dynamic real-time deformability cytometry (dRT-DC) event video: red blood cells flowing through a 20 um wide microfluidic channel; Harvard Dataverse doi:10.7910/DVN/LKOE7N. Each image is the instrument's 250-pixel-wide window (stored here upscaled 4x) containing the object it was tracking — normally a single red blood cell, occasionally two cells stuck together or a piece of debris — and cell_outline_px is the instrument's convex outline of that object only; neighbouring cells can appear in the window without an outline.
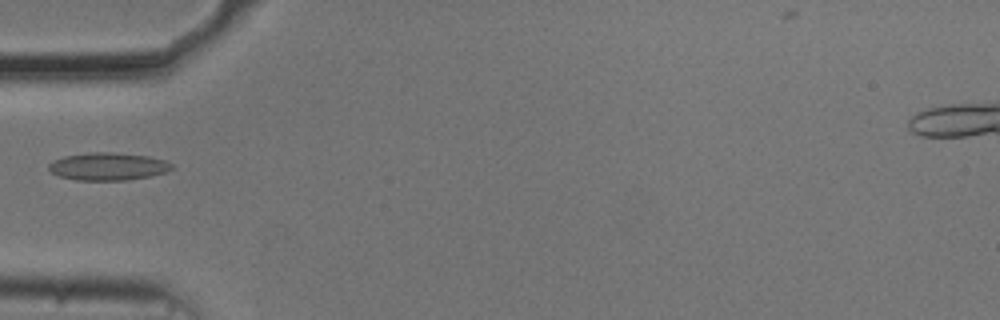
{"species": "common noctule bat (a hibernating species)", "species_latin": "Nyctalus noctula", "temperature_condition": "cold", "stored_images_in_passage": 37, "camera_frame_rate_fps": 3000, "um_per_image_px": 0.085, "animal": {"sex": "male", "body_mass_g": 20.5, "forearm_length_mm": 52.5}, "frame": {"image": 1, "passage_image": 1, "time_ms": 0.0, "image_size_px": [1000, 320], "cell_outline_px": [[172, 168], [164, 172], [152, 176], [128, 180], [76, 180], [60, 176], [52, 172], [48, 168], [48, 164], [52, 160], [64, 156], [92, 152], [112, 152], [148, 156], [164, 160], [172, 164]], "centroid_in_image_um": [9.16, 14.15], "position_along_channel_um": 75.8, "area_um2": 19.77}}
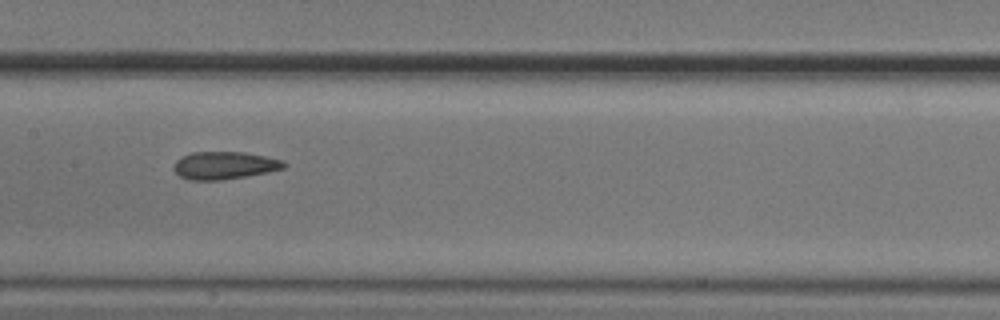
{"frame": {"image": 2, "passage_image": 10, "time_ms": 3.0, "image_size_px": [1000, 320], "cell_outline_px": [[288, 164], [284, 168], [268, 172], [220, 180], [188, 180], [180, 176], [172, 168], [176, 160], [180, 156], [192, 152], [244, 152], [284, 160]], "centroid_in_image_um": [19.06, 14.05], "position_along_channel_um": 188.3, "area_um2": 17.8}}
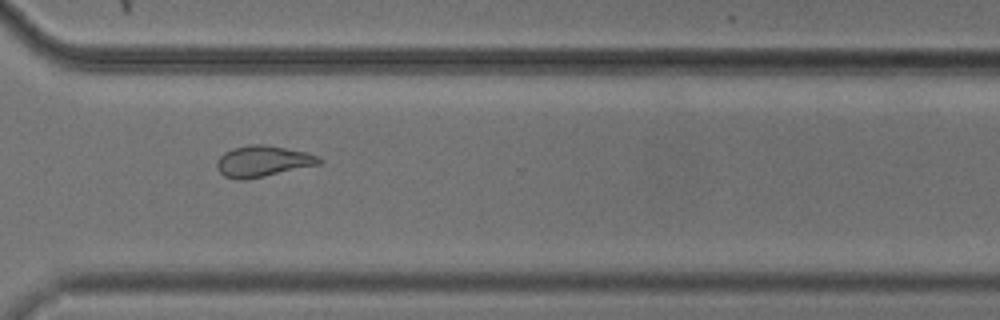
{"frame": {"image": 3, "passage_image": 23, "time_ms": 7.333, "image_size_px": [1000, 320], "cell_outline_px": [[324, 160], [320, 164], [264, 176], [244, 180], [236, 180], [224, 176], [220, 172], [216, 164], [220, 156], [224, 152], [232, 148], [248, 144], [264, 144], [308, 152], [320, 156]], "centroid_in_image_um": [22.36, 13.69], "position_along_channel_um": 348.2, "area_um2": 18.67}}